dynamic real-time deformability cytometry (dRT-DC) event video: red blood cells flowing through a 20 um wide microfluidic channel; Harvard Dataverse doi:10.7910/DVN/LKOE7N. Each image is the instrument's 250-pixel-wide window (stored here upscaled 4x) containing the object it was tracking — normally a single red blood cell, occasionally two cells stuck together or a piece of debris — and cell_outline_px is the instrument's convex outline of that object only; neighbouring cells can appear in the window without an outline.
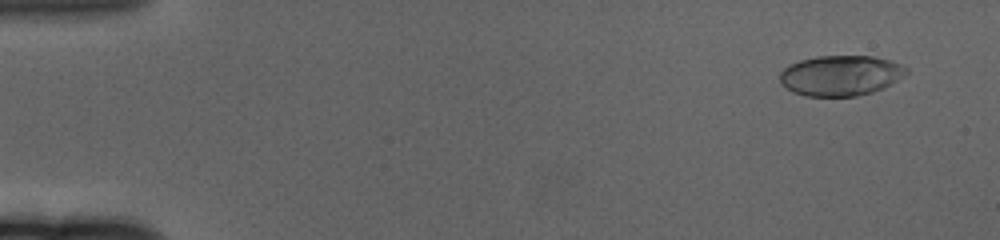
{"species": "human", "species_latin": "Homo sapiens", "temperature_condition": "cold", "stored_images_in_passage": 62, "camera_frame_rate_fps": 3000, "um_per_image_px": 0.085, "donor": {"sex": "female"}, "frame": {"image": 1, "passage_image": 4, "time_ms": 1.0, "image_size_px": [1000, 240], "cell_outline_px": [[908, 72], [904, 76], [884, 88], [872, 92], [856, 96], [804, 96], [792, 92], [780, 84], [780, 72], [788, 64], [800, 60], [816, 56], [872, 56], [888, 60], [900, 64], [908, 68]], "centroid_in_image_um": [71.43, 6.42], "position_along_channel_um": 13.6, "area_um2": 29.94}}
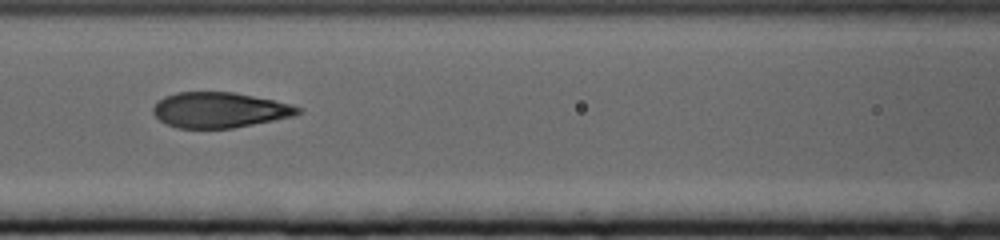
{"frame": {"image": 2, "passage_image": 28, "time_ms": 9.0, "image_size_px": [1000, 240], "cell_outline_px": [[304, 112], [296, 116], [232, 128], [176, 128], [164, 124], [152, 112], [152, 108], [164, 96], [176, 92], [232, 92], [292, 104], [300, 108]], "centroid_in_image_um": [18.67, 9.36], "position_along_channel_um": 147.9, "area_um2": 29.94}}
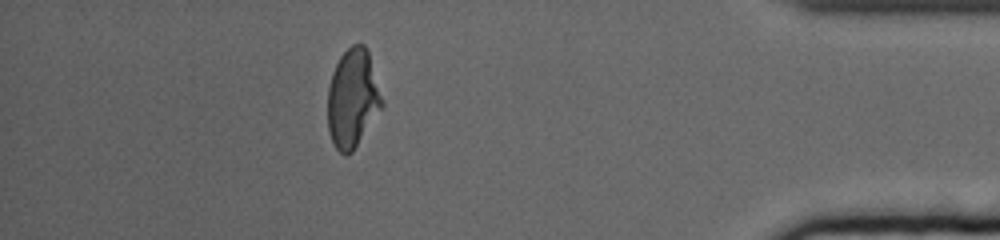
{"frame": {"image": 3, "passage_image": 55, "time_ms": 18.0, "image_size_px": [1000, 240], "cell_outline_px": [[384, 104], [352, 152], [344, 156], [332, 144], [328, 132], [328, 88], [332, 72], [340, 56], [352, 44], [364, 44], [368, 52], [384, 100]], "centroid_in_image_um": [29.97, 8.38], "position_along_channel_um": 405.2, "area_um2": 31.15}, "authors_computed_cell_mechanics": {"area_um2": 31.212, "velocity_mm_per_s": 3.3166, "shape_relaxation_time_tau1_ms": 4.8322, "shape_relaxation_time_tau2_ms": null, "deformation_change_tau1": 0.1903, "deformation_change_tau2": null}}